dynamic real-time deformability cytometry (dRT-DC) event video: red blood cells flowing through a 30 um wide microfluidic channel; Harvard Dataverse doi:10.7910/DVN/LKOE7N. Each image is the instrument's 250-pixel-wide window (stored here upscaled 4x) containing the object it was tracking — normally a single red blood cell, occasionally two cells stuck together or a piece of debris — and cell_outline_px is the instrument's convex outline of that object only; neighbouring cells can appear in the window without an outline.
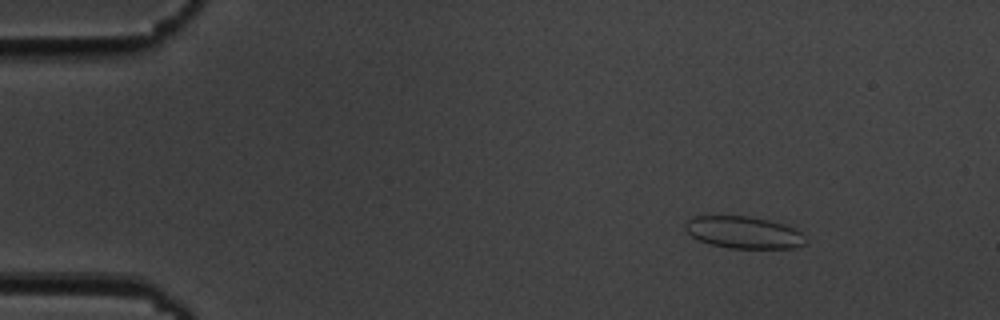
{"species": "common noctule bat (a hibernating species)", "species_latin": "Nyctalus noctula", "temperature_condition": "cold", "stored_images_in_passage": 50, "camera_frame_rate_fps": 3000, "um_per_image_px": 0.085, "animal": {"sex": "male", "body_mass_g": 19.5, "forearm_length_mm": 54.6}, "frame": {"image": 1, "passage_image": 2, "time_ms": 0.333, "image_size_px": [1000, 320], "cell_outline_px": [[808, 240], [804, 244], [796, 248], [728, 248], [712, 244], [700, 240], [692, 236], [684, 228], [684, 224], [688, 216], [748, 216], [768, 220], [784, 224], [796, 228]], "centroid_in_image_um": [63.22, 19.75], "position_along_channel_um": 21.8, "area_um2": 22.6}}
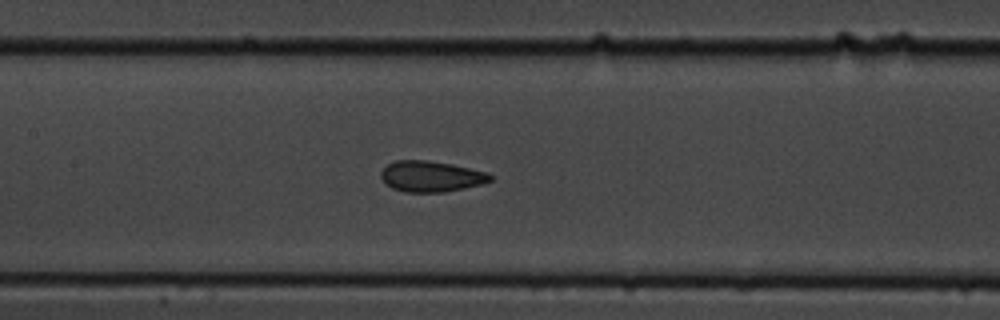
{"frame": {"image": 2, "passage_image": 21, "time_ms": 6.667, "image_size_px": [1000, 320], "cell_outline_px": [[492, 180], [484, 184], [444, 192], [404, 192], [392, 188], [384, 184], [380, 176], [380, 172], [388, 164], [396, 160], [428, 160], [452, 164], [488, 172], [492, 176]], "centroid_in_image_um": [36.63, 14.99], "position_along_channel_um": 170.8, "area_um2": 19.88}}
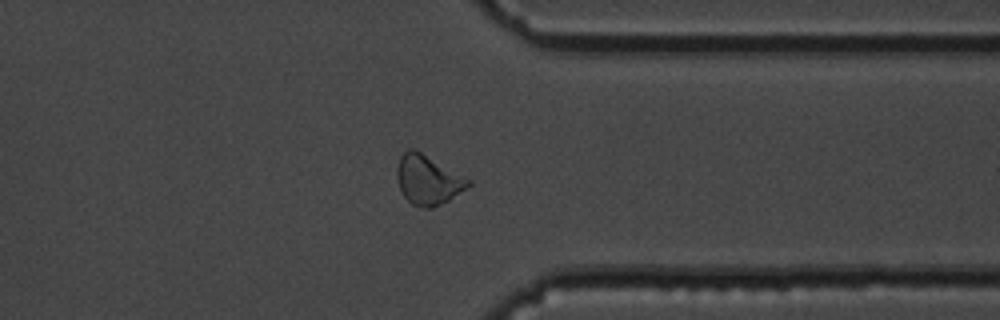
{"frame": {"image": 3, "passage_image": 38, "time_ms": 12.333, "image_size_px": [1000, 320], "cell_outline_px": [[472, 184], [448, 200], [432, 208], [420, 208], [412, 204], [404, 196], [400, 188], [396, 176], [396, 168], [400, 156], [408, 148], [412, 148], [420, 152], [472, 180]], "centroid_in_image_um": [36.36, 15.29], "position_along_channel_um": 375.0, "area_um2": 20.4}, "authors_computed_cell_mechanics": {"area_um2": 19.9699, "velocity_mm_per_s": 3.6549, "shape_relaxation_time_tau1_ms": 2.8844, "shape_relaxation_time_tau2_ms": 1.1424, "deformation_change_tau1": 0.0831, "deformation_change_tau2": 0.081}}